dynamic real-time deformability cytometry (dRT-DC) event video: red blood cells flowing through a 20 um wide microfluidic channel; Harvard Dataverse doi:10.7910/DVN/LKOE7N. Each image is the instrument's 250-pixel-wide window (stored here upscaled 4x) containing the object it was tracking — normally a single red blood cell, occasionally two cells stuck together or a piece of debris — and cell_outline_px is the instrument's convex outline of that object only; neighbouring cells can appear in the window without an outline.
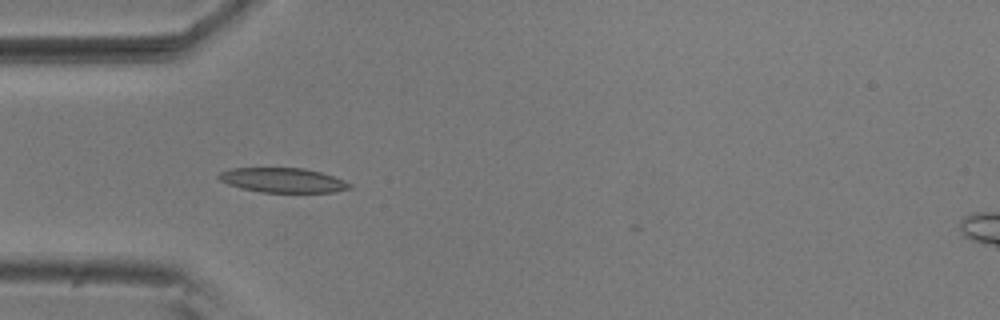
{"species": "common noctule bat (a hibernating species)", "species_latin": "Nyctalus noctula", "temperature_condition": "room temperature", "stored_images_in_passage": 6, "camera_frame_rate_fps": 3000, "um_per_image_px": 0.085, "animal": {"sex": "male", "body_mass_g": 20.5, "forearm_length_mm": 52.5}, "frame": {"image": 1, "passage_image": 5, "time_ms": 1.333, "image_size_px": [1000, 320], "cell_outline_px": [[352, 188], [332, 192], [260, 192], [240, 188], [228, 184], [220, 180], [216, 176], [220, 172], [232, 168], [304, 168], [320, 172], [344, 180], [352, 184]], "centroid_in_image_um": [24.02, 15.32], "position_along_channel_um": 61.0, "area_um2": 18.73}}
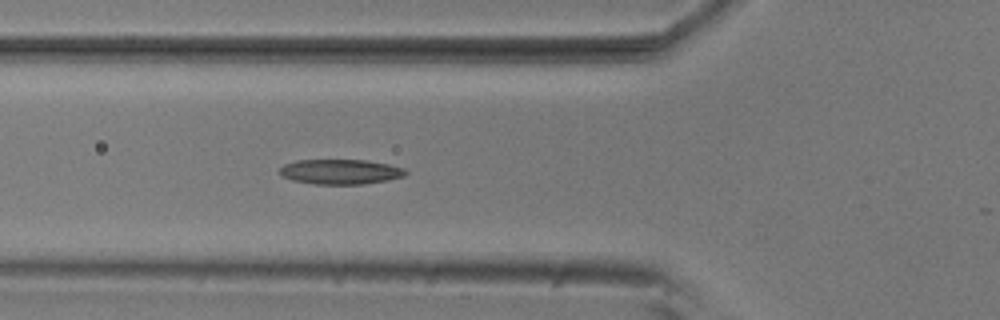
{"frame": {"image": 2, "passage_image": 6, "time_ms": 1.667, "image_size_px": [1000, 320], "cell_outline_px": [[408, 172], [404, 176], [388, 180], [364, 184], [316, 184], [292, 180], [284, 176], [280, 172], [280, 168], [284, 164], [296, 160], [368, 160], [388, 164], [404, 168]], "centroid_in_image_um": [28.96, 14.59], "position_along_channel_um": 96.8, "area_um2": 18.26}}